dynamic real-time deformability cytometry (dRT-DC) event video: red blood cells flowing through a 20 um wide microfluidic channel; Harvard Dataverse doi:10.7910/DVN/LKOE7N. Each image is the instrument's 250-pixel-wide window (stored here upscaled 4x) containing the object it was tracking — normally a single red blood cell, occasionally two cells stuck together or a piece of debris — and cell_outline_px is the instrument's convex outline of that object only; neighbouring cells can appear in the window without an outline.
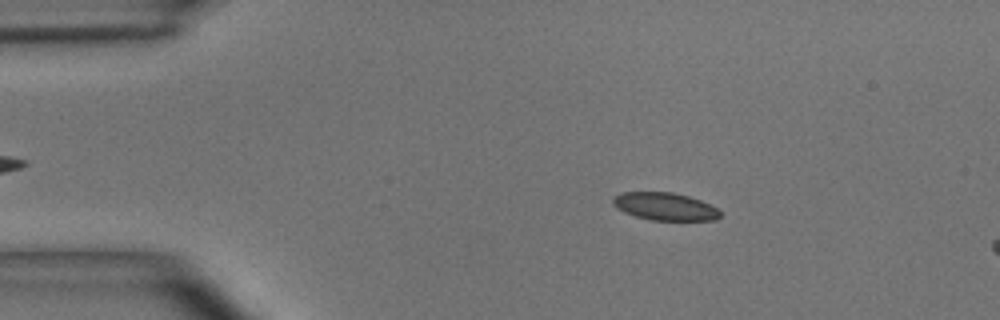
{"species": "common noctule bat (a hibernating species)", "species_latin": "Nyctalus noctula", "temperature_condition": "room temperature", "stored_images_in_passage": 13, "camera_frame_rate_fps": 3000, "um_per_image_px": 0.085, "animal": {"sex": "male", "body_mass_g": 15.6}, "frame": {"image": 1, "passage_image": 8, "time_ms": 2.333, "image_size_px": [1000, 320], "cell_outline_px": [[720, 216], [716, 220], [652, 220], [636, 216], [624, 212], [616, 208], [612, 204], [612, 200], [620, 192], [672, 192], [688, 196], [700, 200], [716, 208], [720, 212]], "centroid_in_image_um": [56.49, 17.55], "position_along_channel_um": 28.5, "area_um2": 17.17}}